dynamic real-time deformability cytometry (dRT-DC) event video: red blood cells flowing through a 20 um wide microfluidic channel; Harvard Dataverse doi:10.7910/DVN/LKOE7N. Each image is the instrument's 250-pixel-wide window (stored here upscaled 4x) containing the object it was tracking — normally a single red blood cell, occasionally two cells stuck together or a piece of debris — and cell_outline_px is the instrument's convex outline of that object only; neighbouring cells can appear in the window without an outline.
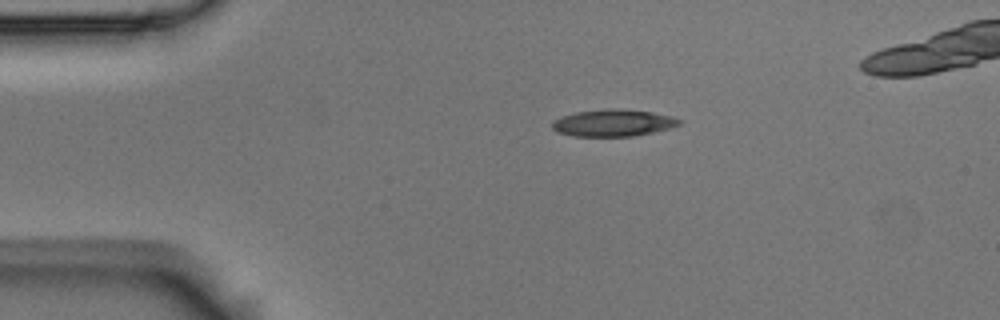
{"species": "Egyptian fruit bat (a non-hibernating species)", "species_latin": "Rousettus aegyptiacus", "temperature_condition": "room temperature", "stored_images_in_passage": 3, "camera_frame_rate_fps": 3000, "um_per_image_px": 0.085, "animal": {"sex": "male"}, "frame": {"image": 1, "passage_image": 1, "time_ms": 0.0, "image_size_px": [1000, 320], "cell_outline_px": [[684, 120], [680, 124], [672, 128], [632, 136], [572, 136], [556, 132], [552, 128], [552, 120], [576, 112], [608, 108], [652, 112], [672, 116]], "centroid_in_image_um": [52.13, 10.45], "position_along_channel_um": 32.9, "area_um2": 19.94}}
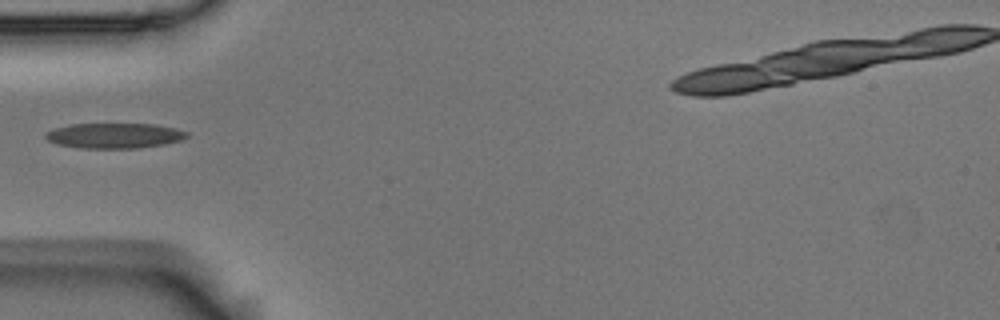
{"frame": {"image": 2, "passage_image": 3, "time_ms": 0.667, "image_size_px": [1000, 320], "cell_outline_px": [[188, 136], [180, 140], [164, 144], [140, 148], [84, 148], [56, 144], [48, 140], [44, 136], [44, 132], [52, 128], [72, 124], [156, 124], [176, 128], [188, 132]], "centroid_in_image_um": [9.7, 11.52], "position_along_channel_um": 75.3, "area_um2": 20.87}}